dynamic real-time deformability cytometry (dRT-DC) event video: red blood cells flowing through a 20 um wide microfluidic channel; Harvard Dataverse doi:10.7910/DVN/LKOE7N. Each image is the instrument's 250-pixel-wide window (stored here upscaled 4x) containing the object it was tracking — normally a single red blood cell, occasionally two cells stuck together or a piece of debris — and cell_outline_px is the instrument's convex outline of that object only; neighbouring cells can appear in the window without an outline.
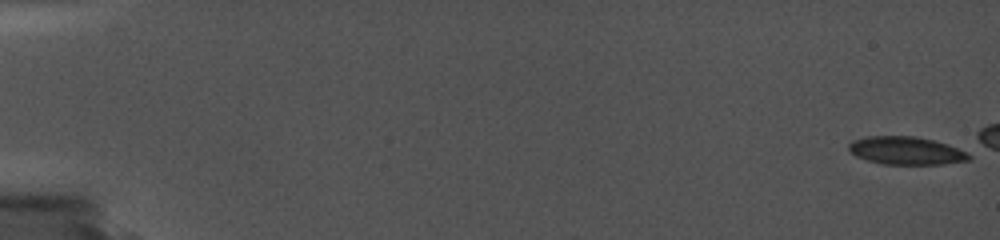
{"species": "common noctule bat (a hibernating species)", "species_latin": "Nyctalus noctula", "temperature_condition": "cold", "stored_images_in_passage": 15, "camera_frame_rate_fps": 5000, "um_per_image_px": 0.085, "animal": {"sex": "female", "body_mass_g": 19.0, "forearm_length_mm": 56.7}, "frame": {"image": 1, "passage_image": 1, "time_ms": 0.0, "image_size_px": [1000, 240], "cell_outline_px": [[972, 156], [968, 160], [944, 164], [880, 164], [856, 156], [848, 148], [848, 144], [852, 140], [864, 136], [912, 136], [932, 140], [948, 144], [972, 152]], "centroid_in_image_um": [77.06, 12.8], "position_along_channel_um": 7.9, "area_um2": 19.77}}